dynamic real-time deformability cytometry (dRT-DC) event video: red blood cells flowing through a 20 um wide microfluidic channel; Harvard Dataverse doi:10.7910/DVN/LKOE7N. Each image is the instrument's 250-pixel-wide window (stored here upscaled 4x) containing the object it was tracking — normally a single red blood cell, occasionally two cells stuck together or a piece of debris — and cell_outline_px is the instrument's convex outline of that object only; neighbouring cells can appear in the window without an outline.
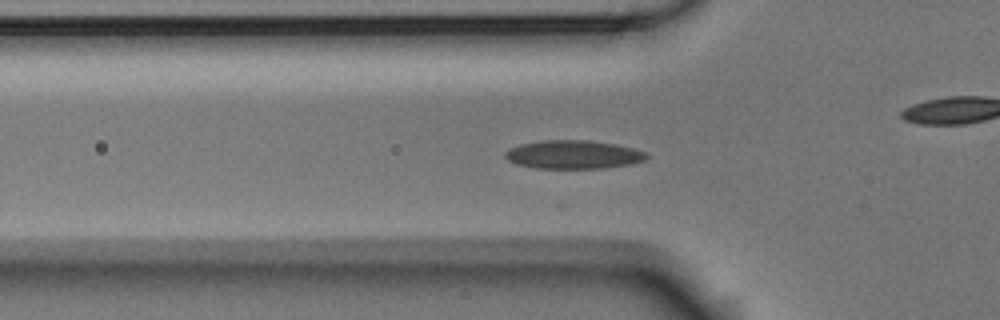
{"species": "Egyptian fruit bat (a non-hibernating species)", "species_latin": "Rousettus aegyptiacus", "temperature_condition": "room temperature", "stored_images_in_passage": 32, "camera_frame_rate_fps": 3000, "um_per_image_px": 0.085, "animal": {"sex": "male"}, "frame": {"image": 1, "passage_image": 3, "time_ms": 0.667, "image_size_px": [1000, 320], "cell_outline_px": [[648, 156], [644, 160], [632, 164], [604, 168], [536, 168], [516, 164], [508, 160], [504, 156], [504, 152], [520, 144], [544, 140], [588, 140], [616, 144], [648, 152]], "centroid_in_image_um": [48.75, 13.14], "position_along_channel_um": 77.0, "area_um2": 23.47}}
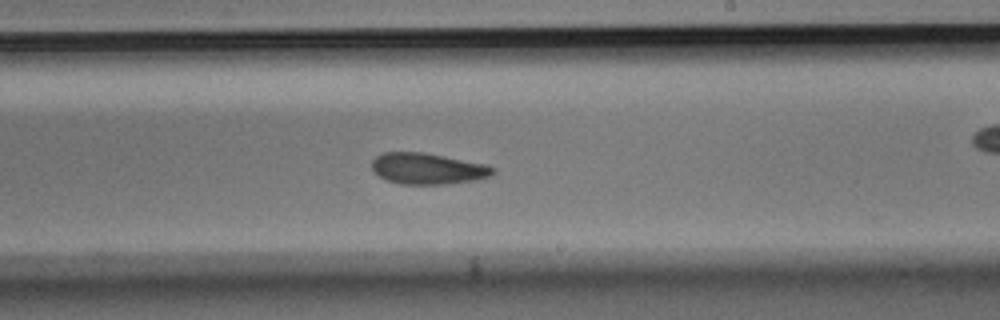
{"frame": {"image": 2, "passage_image": 17, "time_ms": 5.333, "image_size_px": [1000, 320], "cell_outline_px": [[496, 172], [488, 176], [472, 180], [444, 184], [400, 184], [388, 180], [380, 176], [372, 168], [372, 160], [376, 156], [384, 152], [424, 152], [488, 164], [496, 168]], "centroid_in_image_um": [36.37, 14.32], "position_along_channel_um": 252.6, "area_um2": 21.91}}
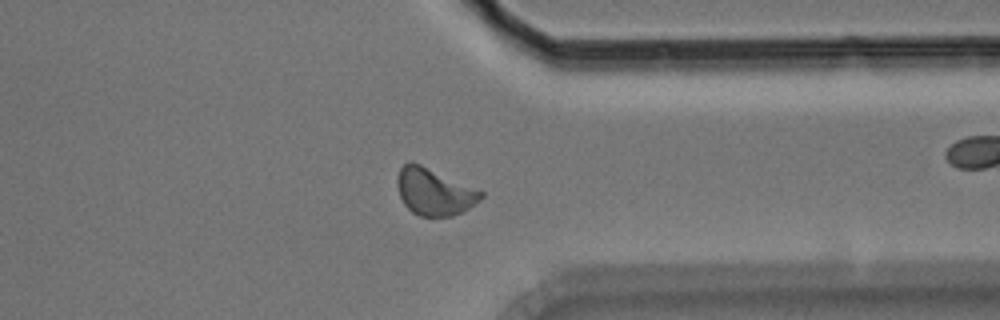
{"frame": {"image": 3, "passage_image": 27, "time_ms": 8.667, "image_size_px": [1000, 320], "cell_outline_px": [[484, 196], [480, 200], [468, 208], [452, 216], [420, 216], [412, 212], [404, 204], [400, 196], [396, 180], [400, 168], [408, 160], [412, 160], [484, 192]], "centroid_in_image_um": [36.88, 16.28], "position_along_channel_um": 374.5, "area_um2": 22.77}}